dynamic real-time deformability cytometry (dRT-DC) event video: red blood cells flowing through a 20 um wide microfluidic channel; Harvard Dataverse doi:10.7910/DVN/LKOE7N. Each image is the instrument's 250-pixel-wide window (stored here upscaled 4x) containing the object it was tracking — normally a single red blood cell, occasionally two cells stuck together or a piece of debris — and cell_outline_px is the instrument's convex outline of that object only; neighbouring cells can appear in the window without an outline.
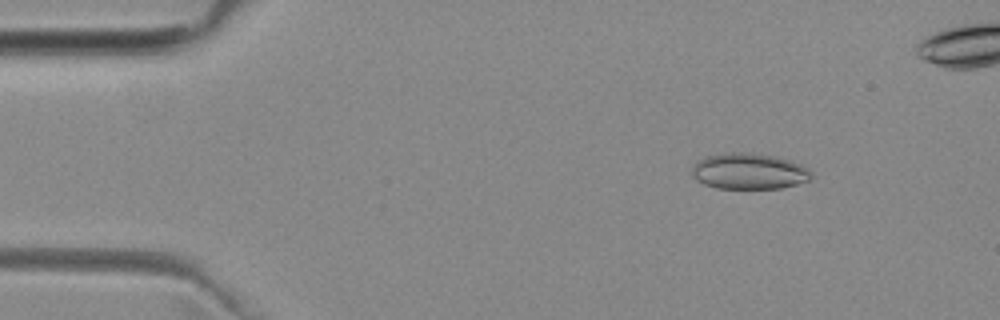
{"species": "common noctule bat (a hibernating species)", "species_latin": "Nyctalus noctula", "temperature_condition": "room temperature", "stored_images_in_passage": 5, "camera_frame_rate_fps": 3000, "um_per_image_px": 0.085, "animal": {"sex": "female", "body_mass_g": 29.2, "forearm_length_mm": 56.3}, "frame": {"image": 1, "passage_image": 2, "time_ms": 1.0, "image_size_px": [1000, 320], "cell_outline_px": [[812, 180], [780, 188], [716, 188], [704, 184], [696, 180], [692, 176], [692, 168], [696, 160], [704, 156], [724, 152], [744, 152], [776, 156], [800, 164], [808, 168], [812, 172]], "centroid_in_image_um": [63.64, 14.54], "position_along_channel_um": 21.4, "area_um2": 25.32}}